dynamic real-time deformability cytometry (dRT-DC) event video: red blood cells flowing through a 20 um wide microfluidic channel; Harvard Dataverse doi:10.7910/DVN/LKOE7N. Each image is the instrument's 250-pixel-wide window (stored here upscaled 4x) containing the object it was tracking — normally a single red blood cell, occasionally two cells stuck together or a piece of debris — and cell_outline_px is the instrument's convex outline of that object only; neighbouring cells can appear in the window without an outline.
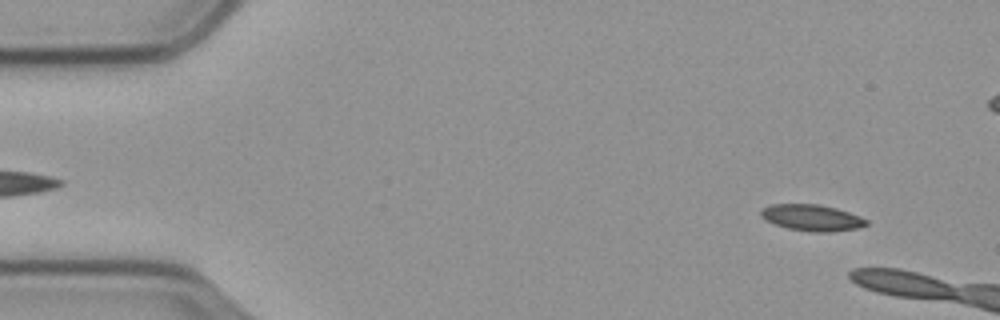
{"species": "common noctule bat (a hibernating species)", "species_latin": "Nyctalus noctula", "temperature_condition": "cold", "stored_images_in_passage": 6, "camera_frame_rate_fps": 3000, "um_per_image_px": 0.085, "animal": {"sex": "male", "body_mass_g": 23.1, "forearm_length_mm": 52.7}, "frame": {"image": 1, "passage_image": 5, "time_ms": 1.333, "image_size_px": [1000, 320], "cell_outline_px": [[868, 224], [856, 228], [828, 232], [812, 232], [788, 228], [764, 220], [760, 216], [760, 212], [764, 208], [772, 204], [820, 204], [836, 208], [860, 216], [868, 220]], "centroid_in_image_um": [69.0, 18.5], "position_along_channel_um": 16.0, "area_um2": 16.07}}